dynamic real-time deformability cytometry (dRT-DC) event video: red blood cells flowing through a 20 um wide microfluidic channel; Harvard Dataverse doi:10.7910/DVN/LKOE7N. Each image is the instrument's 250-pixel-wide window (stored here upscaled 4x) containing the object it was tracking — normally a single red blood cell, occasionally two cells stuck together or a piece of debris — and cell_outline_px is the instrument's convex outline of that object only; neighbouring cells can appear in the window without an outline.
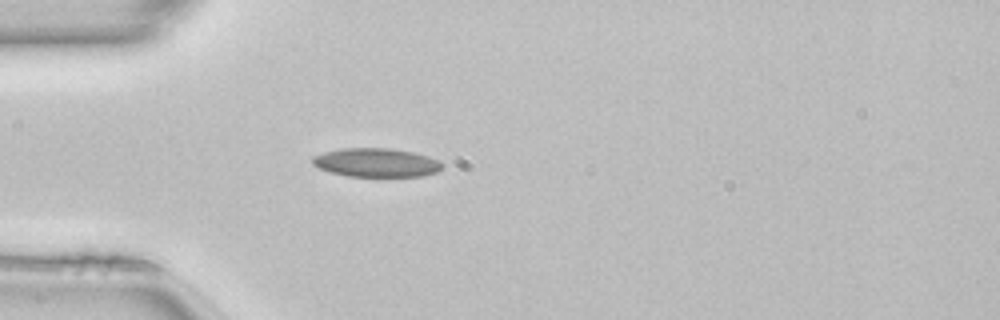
{"species": "common noctule bat (a hibernating species)", "species_latin": "Nyctalus noctula", "temperature_condition": "room temperature", "stored_images_in_passage": 36, "camera_frame_rate_fps": 3000, "um_per_image_px": 0.085, "animal": {"sex": "female", "body_mass_g": 22.7, "forearm_length_mm": 54.2}, "frame": {"image": 1, "passage_image": 1, "time_ms": 0.0, "image_size_px": [1000, 320], "cell_outline_px": [[444, 168], [440, 172], [420, 176], [348, 176], [328, 172], [312, 164], [312, 156], [324, 152], [344, 148], [388, 148], [412, 152], [428, 156], [440, 160], [444, 164]], "centroid_in_image_um": [32.02, 13.82], "position_along_channel_um": 53.0, "area_um2": 21.91}}
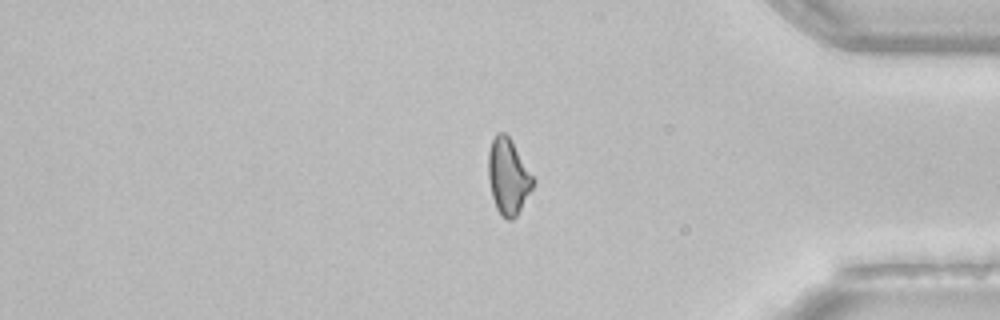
{"frame": {"image": 2, "passage_image": 28, "time_ms": 9.0, "image_size_px": [1000, 320], "cell_outline_px": [[536, 180], [532, 188], [516, 216], [512, 220], [508, 220], [500, 216], [496, 208], [492, 196], [488, 180], [488, 152], [492, 140], [496, 132], [504, 132], [508, 136]], "centroid_in_image_um": [43.18, 15.01], "position_along_channel_um": 392.0, "area_um2": 19.71}}
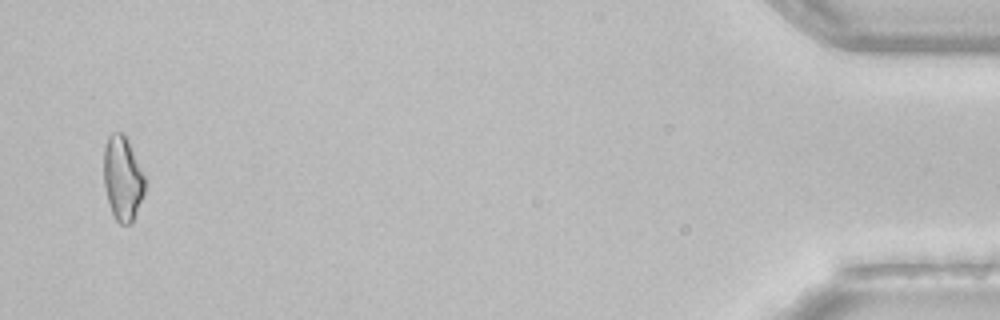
{"frame": {"image": 3, "passage_image": 35, "time_ms": 11.333, "image_size_px": [1000, 320], "cell_outline_px": [[144, 196], [132, 224], [120, 224], [112, 216], [104, 188], [104, 148], [108, 136], [112, 132], [124, 132], [128, 140], [144, 176]], "centroid_in_image_um": [10.41, 15.19], "position_along_channel_um": 424.8, "area_um2": 20.4}, "authors_computed_cell_mechanics": {"area_um2": 20.1433, "velocity_mm_per_s": 4.1434, "shape_relaxation_time_tau1_ms": null, "shape_relaxation_time_tau2_ms": 6.8209, "deformation_change_tau1": null, "deformation_change_tau2": 0.1575}}